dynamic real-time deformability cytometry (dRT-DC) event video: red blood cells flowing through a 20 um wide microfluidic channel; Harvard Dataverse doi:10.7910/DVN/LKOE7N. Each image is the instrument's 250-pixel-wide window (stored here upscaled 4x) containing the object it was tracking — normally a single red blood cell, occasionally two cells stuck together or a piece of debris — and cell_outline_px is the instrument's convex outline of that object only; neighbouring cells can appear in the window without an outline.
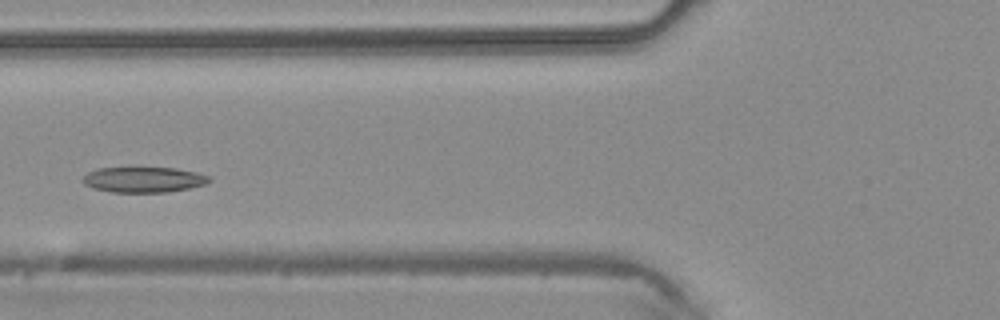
{"species": "common noctule bat (a hibernating species)", "species_latin": "Nyctalus noctula", "temperature_condition": "warm", "stored_images_in_passage": 5, "camera_frame_rate_fps": 3000, "um_per_image_px": 0.085, "animal": {"sex": "male", "body_mass_g": 20.4}, "frame": {"image": 1, "passage_image": 5, "time_ms": 1.333, "image_size_px": [1000, 320], "cell_outline_px": [[212, 180], [204, 184], [188, 188], [168, 192], [112, 192], [92, 188], [84, 184], [84, 176], [88, 172], [96, 168], [176, 168], [196, 172], [208, 176]], "centroid_in_image_um": [12.2, 15.27], "position_along_channel_um": 113.6, "area_um2": 18.61}}